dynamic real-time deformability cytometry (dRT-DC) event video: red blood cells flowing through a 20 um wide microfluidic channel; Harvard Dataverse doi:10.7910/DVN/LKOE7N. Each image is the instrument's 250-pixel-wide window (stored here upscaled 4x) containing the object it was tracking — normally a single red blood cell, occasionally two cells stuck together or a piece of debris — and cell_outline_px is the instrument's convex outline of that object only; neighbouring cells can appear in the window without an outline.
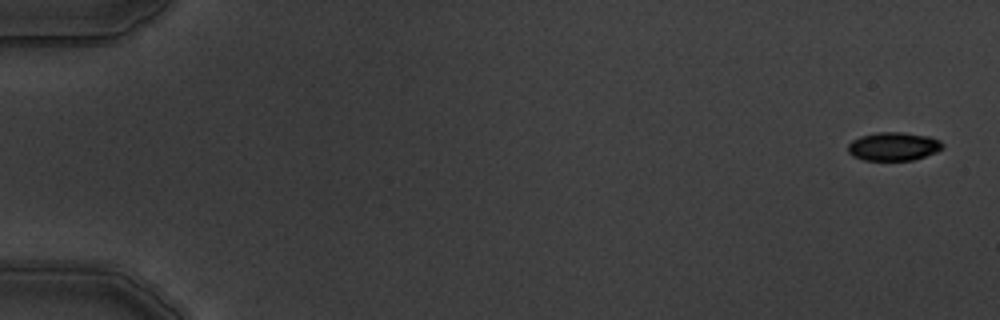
{"species": "common noctule bat (a hibernating species)", "species_latin": "Nyctalus noctula", "temperature_condition": "warm", "stored_images_in_passage": 10, "camera_frame_rate_fps": 3000, "um_per_image_px": 0.085, "animal": {"sex": "male", "body_mass_g": 19.5, "forearm_length_mm": 54.6}, "frame": {"image": 1, "passage_image": 1, "time_ms": 0.0, "image_size_px": [1000, 320], "cell_outline_px": [[944, 148], [936, 152], [912, 160], [864, 160], [852, 156], [848, 152], [848, 144], [852, 140], [860, 136], [876, 132], [904, 132], [928, 136], [940, 140], [944, 144]], "centroid_in_image_um": [75.94, 12.44], "position_along_channel_um": 9.1, "area_um2": 15.78}}
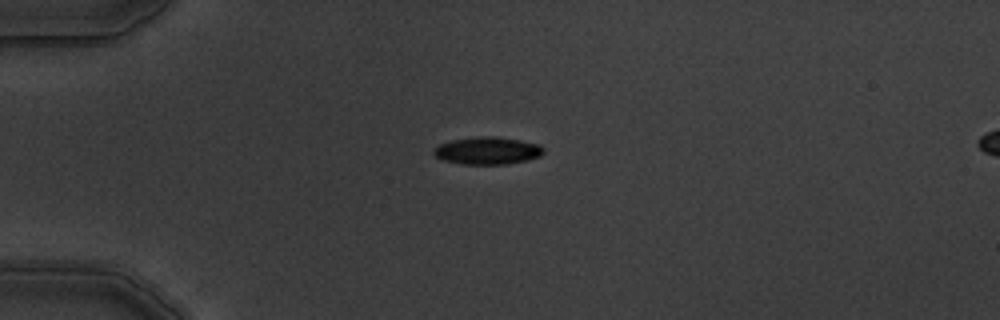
{"frame": {"image": 2, "passage_image": 4, "time_ms": 4.333, "image_size_px": [1000, 320], "cell_outline_px": [[544, 152], [540, 156], [528, 160], [508, 164], [460, 164], [444, 160], [436, 156], [432, 152], [440, 144], [452, 140], [484, 136], [496, 136], [520, 140], [540, 144], [544, 148]], "centroid_in_image_um": [41.48, 12.81], "position_along_channel_um": 43.5, "area_um2": 17.51}}
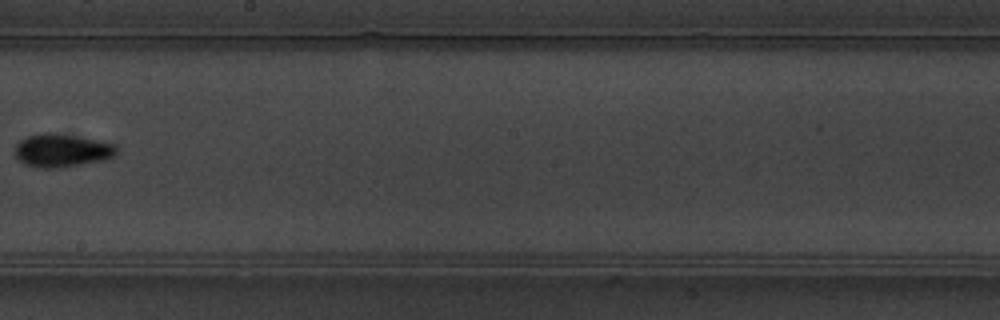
{"frame": {"image": 3, "passage_image": 9, "time_ms": 10.333, "image_size_px": [1000, 320], "cell_outline_px": [[116, 156], [100, 160], [80, 164], [56, 168], [44, 168], [24, 164], [16, 160], [12, 152], [16, 144], [20, 140], [28, 136], [48, 132], [116, 144]], "centroid_in_image_um": [5.16, 12.8], "position_along_channel_um": 243.0, "area_um2": 19.36}}